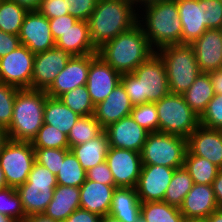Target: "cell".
Here are the masks:
<instances>
[{
  "label": "cell",
  "instance_id": "c3c4849f",
  "mask_svg": "<svg viewBox=\"0 0 222 222\" xmlns=\"http://www.w3.org/2000/svg\"><path fill=\"white\" fill-rule=\"evenodd\" d=\"M86 179L106 185H115L111 170L106 161L86 171Z\"/></svg>",
  "mask_w": 222,
  "mask_h": 222
},
{
  "label": "cell",
  "instance_id": "f5cc1de1",
  "mask_svg": "<svg viewBox=\"0 0 222 222\" xmlns=\"http://www.w3.org/2000/svg\"><path fill=\"white\" fill-rule=\"evenodd\" d=\"M210 78L213 84L215 94H222V71L210 72Z\"/></svg>",
  "mask_w": 222,
  "mask_h": 222
},
{
  "label": "cell",
  "instance_id": "9f6ffc18",
  "mask_svg": "<svg viewBox=\"0 0 222 222\" xmlns=\"http://www.w3.org/2000/svg\"><path fill=\"white\" fill-rule=\"evenodd\" d=\"M25 222H57L53 219L45 216L44 214H35L28 216Z\"/></svg>",
  "mask_w": 222,
  "mask_h": 222
},
{
  "label": "cell",
  "instance_id": "94428289",
  "mask_svg": "<svg viewBox=\"0 0 222 222\" xmlns=\"http://www.w3.org/2000/svg\"><path fill=\"white\" fill-rule=\"evenodd\" d=\"M100 222H122V221L108 214L101 217Z\"/></svg>",
  "mask_w": 222,
  "mask_h": 222
},
{
  "label": "cell",
  "instance_id": "e7e4bbea",
  "mask_svg": "<svg viewBox=\"0 0 222 222\" xmlns=\"http://www.w3.org/2000/svg\"><path fill=\"white\" fill-rule=\"evenodd\" d=\"M136 222H146L143 216L140 215V217L137 219Z\"/></svg>",
  "mask_w": 222,
  "mask_h": 222
},
{
  "label": "cell",
  "instance_id": "d4e9b609",
  "mask_svg": "<svg viewBox=\"0 0 222 222\" xmlns=\"http://www.w3.org/2000/svg\"><path fill=\"white\" fill-rule=\"evenodd\" d=\"M79 208L80 188L57 185L54 189L53 198L43 214L54 221L62 222Z\"/></svg>",
  "mask_w": 222,
  "mask_h": 222
},
{
  "label": "cell",
  "instance_id": "d6986e66",
  "mask_svg": "<svg viewBox=\"0 0 222 222\" xmlns=\"http://www.w3.org/2000/svg\"><path fill=\"white\" fill-rule=\"evenodd\" d=\"M187 150L222 169V130L199 125L187 138Z\"/></svg>",
  "mask_w": 222,
  "mask_h": 222
},
{
  "label": "cell",
  "instance_id": "5bb4252c",
  "mask_svg": "<svg viewBox=\"0 0 222 222\" xmlns=\"http://www.w3.org/2000/svg\"><path fill=\"white\" fill-rule=\"evenodd\" d=\"M18 36L20 44L28 47L34 54L45 52L55 46L49 20L38 10L26 13Z\"/></svg>",
  "mask_w": 222,
  "mask_h": 222
},
{
  "label": "cell",
  "instance_id": "bcb514c9",
  "mask_svg": "<svg viewBox=\"0 0 222 222\" xmlns=\"http://www.w3.org/2000/svg\"><path fill=\"white\" fill-rule=\"evenodd\" d=\"M66 0H42L38 11L48 19L69 14Z\"/></svg>",
  "mask_w": 222,
  "mask_h": 222
},
{
  "label": "cell",
  "instance_id": "8992f818",
  "mask_svg": "<svg viewBox=\"0 0 222 222\" xmlns=\"http://www.w3.org/2000/svg\"><path fill=\"white\" fill-rule=\"evenodd\" d=\"M165 63L170 93L183 94L201 73L191 44H176L157 51Z\"/></svg>",
  "mask_w": 222,
  "mask_h": 222
},
{
  "label": "cell",
  "instance_id": "f6af8a7d",
  "mask_svg": "<svg viewBox=\"0 0 222 222\" xmlns=\"http://www.w3.org/2000/svg\"><path fill=\"white\" fill-rule=\"evenodd\" d=\"M69 14L78 20L88 21L94 11L97 0H66Z\"/></svg>",
  "mask_w": 222,
  "mask_h": 222
},
{
  "label": "cell",
  "instance_id": "8fae6325",
  "mask_svg": "<svg viewBox=\"0 0 222 222\" xmlns=\"http://www.w3.org/2000/svg\"><path fill=\"white\" fill-rule=\"evenodd\" d=\"M35 54L26 46L19 45L15 50L0 58V78L2 83L18 89H31Z\"/></svg>",
  "mask_w": 222,
  "mask_h": 222
},
{
  "label": "cell",
  "instance_id": "44dd1931",
  "mask_svg": "<svg viewBox=\"0 0 222 222\" xmlns=\"http://www.w3.org/2000/svg\"><path fill=\"white\" fill-rule=\"evenodd\" d=\"M133 104L125 91L123 85L119 83L104 101L95 105L94 117L103 129L131 115Z\"/></svg>",
  "mask_w": 222,
  "mask_h": 222
},
{
  "label": "cell",
  "instance_id": "d590c367",
  "mask_svg": "<svg viewBox=\"0 0 222 222\" xmlns=\"http://www.w3.org/2000/svg\"><path fill=\"white\" fill-rule=\"evenodd\" d=\"M103 130L94 115L80 116L67 135L69 147L83 144L98 136Z\"/></svg>",
  "mask_w": 222,
  "mask_h": 222
},
{
  "label": "cell",
  "instance_id": "cb8c5ba5",
  "mask_svg": "<svg viewBox=\"0 0 222 222\" xmlns=\"http://www.w3.org/2000/svg\"><path fill=\"white\" fill-rule=\"evenodd\" d=\"M80 188V208L97 214L108 215L115 185H106L86 179Z\"/></svg>",
  "mask_w": 222,
  "mask_h": 222
},
{
  "label": "cell",
  "instance_id": "8d00e7d4",
  "mask_svg": "<svg viewBox=\"0 0 222 222\" xmlns=\"http://www.w3.org/2000/svg\"><path fill=\"white\" fill-rule=\"evenodd\" d=\"M59 99L73 112L80 116L94 115L95 105L92 103L85 85L62 94Z\"/></svg>",
  "mask_w": 222,
  "mask_h": 222
},
{
  "label": "cell",
  "instance_id": "e575fe53",
  "mask_svg": "<svg viewBox=\"0 0 222 222\" xmlns=\"http://www.w3.org/2000/svg\"><path fill=\"white\" fill-rule=\"evenodd\" d=\"M28 10L10 0L0 3V30L18 36Z\"/></svg>",
  "mask_w": 222,
  "mask_h": 222
},
{
  "label": "cell",
  "instance_id": "60d3db41",
  "mask_svg": "<svg viewBox=\"0 0 222 222\" xmlns=\"http://www.w3.org/2000/svg\"><path fill=\"white\" fill-rule=\"evenodd\" d=\"M70 149L34 148L35 162L49 169L55 176L58 174L61 161Z\"/></svg>",
  "mask_w": 222,
  "mask_h": 222
},
{
  "label": "cell",
  "instance_id": "7dc6e473",
  "mask_svg": "<svg viewBox=\"0 0 222 222\" xmlns=\"http://www.w3.org/2000/svg\"><path fill=\"white\" fill-rule=\"evenodd\" d=\"M48 20L51 35L55 42L78 21L77 18L73 17L70 14L51 18Z\"/></svg>",
  "mask_w": 222,
  "mask_h": 222
},
{
  "label": "cell",
  "instance_id": "277c9868",
  "mask_svg": "<svg viewBox=\"0 0 222 222\" xmlns=\"http://www.w3.org/2000/svg\"><path fill=\"white\" fill-rule=\"evenodd\" d=\"M137 23L155 52L166 46L181 44L182 23L176 0L162 1L142 8L138 11Z\"/></svg>",
  "mask_w": 222,
  "mask_h": 222
},
{
  "label": "cell",
  "instance_id": "816d5d0a",
  "mask_svg": "<svg viewBox=\"0 0 222 222\" xmlns=\"http://www.w3.org/2000/svg\"><path fill=\"white\" fill-rule=\"evenodd\" d=\"M216 202L222 208V169L218 172L216 178L212 183Z\"/></svg>",
  "mask_w": 222,
  "mask_h": 222
},
{
  "label": "cell",
  "instance_id": "4dcf8cb0",
  "mask_svg": "<svg viewBox=\"0 0 222 222\" xmlns=\"http://www.w3.org/2000/svg\"><path fill=\"white\" fill-rule=\"evenodd\" d=\"M184 167L192 177L193 183L212 185L221 170L209 160L192 155L188 150L184 157Z\"/></svg>",
  "mask_w": 222,
  "mask_h": 222
},
{
  "label": "cell",
  "instance_id": "4316f807",
  "mask_svg": "<svg viewBox=\"0 0 222 222\" xmlns=\"http://www.w3.org/2000/svg\"><path fill=\"white\" fill-rule=\"evenodd\" d=\"M141 204L135 188L116 187L108 214L122 222H136L141 215Z\"/></svg>",
  "mask_w": 222,
  "mask_h": 222
},
{
  "label": "cell",
  "instance_id": "f907efd6",
  "mask_svg": "<svg viewBox=\"0 0 222 222\" xmlns=\"http://www.w3.org/2000/svg\"><path fill=\"white\" fill-rule=\"evenodd\" d=\"M101 217L88 210L76 209L67 219L62 222H100Z\"/></svg>",
  "mask_w": 222,
  "mask_h": 222
},
{
  "label": "cell",
  "instance_id": "5b68a950",
  "mask_svg": "<svg viewBox=\"0 0 222 222\" xmlns=\"http://www.w3.org/2000/svg\"><path fill=\"white\" fill-rule=\"evenodd\" d=\"M47 97L45 90L30 88L17 90L12 120L6 129L10 140L32 142L44 124L43 115Z\"/></svg>",
  "mask_w": 222,
  "mask_h": 222
},
{
  "label": "cell",
  "instance_id": "30bf717a",
  "mask_svg": "<svg viewBox=\"0 0 222 222\" xmlns=\"http://www.w3.org/2000/svg\"><path fill=\"white\" fill-rule=\"evenodd\" d=\"M34 163L35 153L31 142L9 139L0 153V167L8 187L17 188L24 184Z\"/></svg>",
  "mask_w": 222,
  "mask_h": 222
},
{
  "label": "cell",
  "instance_id": "7402d4cb",
  "mask_svg": "<svg viewBox=\"0 0 222 222\" xmlns=\"http://www.w3.org/2000/svg\"><path fill=\"white\" fill-rule=\"evenodd\" d=\"M182 23L181 43L191 44L208 28L205 26L204 0H176Z\"/></svg>",
  "mask_w": 222,
  "mask_h": 222
},
{
  "label": "cell",
  "instance_id": "be15d7a7",
  "mask_svg": "<svg viewBox=\"0 0 222 222\" xmlns=\"http://www.w3.org/2000/svg\"><path fill=\"white\" fill-rule=\"evenodd\" d=\"M184 222H206L205 219H185Z\"/></svg>",
  "mask_w": 222,
  "mask_h": 222
},
{
  "label": "cell",
  "instance_id": "6da1fadb",
  "mask_svg": "<svg viewBox=\"0 0 222 222\" xmlns=\"http://www.w3.org/2000/svg\"><path fill=\"white\" fill-rule=\"evenodd\" d=\"M138 12L130 0H97L88 19L90 39L96 49L137 24Z\"/></svg>",
  "mask_w": 222,
  "mask_h": 222
},
{
  "label": "cell",
  "instance_id": "f1b7e54d",
  "mask_svg": "<svg viewBox=\"0 0 222 222\" xmlns=\"http://www.w3.org/2000/svg\"><path fill=\"white\" fill-rule=\"evenodd\" d=\"M80 115L73 112L59 98L47 97L44 107V123L56 127L68 135Z\"/></svg>",
  "mask_w": 222,
  "mask_h": 222
},
{
  "label": "cell",
  "instance_id": "7c38bea8",
  "mask_svg": "<svg viewBox=\"0 0 222 222\" xmlns=\"http://www.w3.org/2000/svg\"><path fill=\"white\" fill-rule=\"evenodd\" d=\"M72 56L56 45L50 50L35 54L31 89L46 91Z\"/></svg>",
  "mask_w": 222,
  "mask_h": 222
},
{
  "label": "cell",
  "instance_id": "f546056e",
  "mask_svg": "<svg viewBox=\"0 0 222 222\" xmlns=\"http://www.w3.org/2000/svg\"><path fill=\"white\" fill-rule=\"evenodd\" d=\"M182 95L189 107L200 117L209 101L215 96L210 73L201 72Z\"/></svg>",
  "mask_w": 222,
  "mask_h": 222
},
{
  "label": "cell",
  "instance_id": "836d02e7",
  "mask_svg": "<svg viewBox=\"0 0 222 222\" xmlns=\"http://www.w3.org/2000/svg\"><path fill=\"white\" fill-rule=\"evenodd\" d=\"M57 185L80 187L86 180V171L79 163L76 156L69 150L61 161V166L56 175Z\"/></svg>",
  "mask_w": 222,
  "mask_h": 222
},
{
  "label": "cell",
  "instance_id": "f35d334b",
  "mask_svg": "<svg viewBox=\"0 0 222 222\" xmlns=\"http://www.w3.org/2000/svg\"><path fill=\"white\" fill-rule=\"evenodd\" d=\"M0 213L10 216L18 222L26 221L27 216L16 188L7 187L0 190Z\"/></svg>",
  "mask_w": 222,
  "mask_h": 222
},
{
  "label": "cell",
  "instance_id": "ac0fdd59",
  "mask_svg": "<svg viewBox=\"0 0 222 222\" xmlns=\"http://www.w3.org/2000/svg\"><path fill=\"white\" fill-rule=\"evenodd\" d=\"M121 75L99 55L91 61L85 86L94 105L105 100L120 83Z\"/></svg>",
  "mask_w": 222,
  "mask_h": 222
},
{
  "label": "cell",
  "instance_id": "52a82bcc",
  "mask_svg": "<svg viewBox=\"0 0 222 222\" xmlns=\"http://www.w3.org/2000/svg\"><path fill=\"white\" fill-rule=\"evenodd\" d=\"M154 103L161 133L188 138L200 125L199 116L189 107L182 94L169 93Z\"/></svg>",
  "mask_w": 222,
  "mask_h": 222
},
{
  "label": "cell",
  "instance_id": "9a60e30c",
  "mask_svg": "<svg viewBox=\"0 0 222 222\" xmlns=\"http://www.w3.org/2000/svg\"><path fill=\"white\" fill-rule=\"evenodd\" d=\"M97 55L96 53L84 56H72L67 62L66 67L60 71L54 82L46 90L48 97L59 98L65 92L86 85L90 63Z\"/></svg>",
  "mask_w": 222,
  "mask_h": 222
},
{
  "label": "cell",
  "instance_id": "7bdbcfd3",
  "mask_svg": "<svg viewBox=\"0 0 222 222\" xmlns=\"http://www.w3.org/2000/svg\"><path fill=\"white\" fill-rule=\"evenodd\" d=\"M200 125L222 130V94H215L199 117Z\"/></svg>",
  "mask_w": 222,
  "mask_h": 222
},
{
  "label": "cell",
  "instance_id": "6125c7cd",
  "mask_svg": "<svg viewBox=\"0 0 222 222\" xmlns=\"http://www.w3.org/2000/svg\"><path fill=\"white\" fill-rule=\"evenodd\" d=\"M0 222H18L10 216H6L0 213Z\"/></svg>",
  "mask_w": 222,
  "mask_h": 222
},
{
  "label": "cell",
  "instance_id": "ab89813d",
  "mask_svg": "<svg viewBox=\"0 0 222 222\" xmlns=\"http://www.w3.org/2000/svg\"><path fill=\"white\" fill-rule=\"evenodd\" d=\"M131 116L148 132H159V119L154 102L134 105L131 111Z\"/></svg>",
  "mask_w": 222,
  "mask_h": 222
},
{
  "label": "cell",
  "instance_id": "484cf974",
  "mask_svg": "<svg viewBox=\"0 0 222 222\" xmlns=\"http://www.w3.org/2000/svg\"><path fill=\"white\" fill-rule=\"evenodd\" d=\"M55 45L68 51L73 56L96 54L89 35L88 21L78 20L67 32L55 42Z\"/></svg>",
  "mask_w": 222,
  "mask_h": 222
},
{
  "label": "cell",
  "instance_id": "7a4b0ae2",
  "mask_svg": "<svg viewBox=\"0 0 222 222\" xmlns=\"http://www.w3.org/2000/svg\"><path fill=\"white\" fill-rule=\"evenodd\" d=\"M120 83L133 106L159 101L170 93L166 66L157 52L132 73L122 74Z\"/></svg>",
  "mask_w": 222,
  "mask_h": 222
},
{
  "label": "cell",
  "instance_id": "74e56055",
  "mask_svg": "<svg viewBox=\"0 0 222 222\" xmlns=\"http://www.w3.org/2000/svg\"><path fill=\"white\" fill-rule=\"evenodd\" d=\"M31 144L33 148L70 149L67 135L46 123L38 130Z\"/></svg>",
  "mask_w": 222,
  "mask_h": 222
},
{
  "label": "cell",
  "instance_id": "ffe728a7",
  "mask_svg": "<svg viewBox=\"0 0 222 222\" xmlns=\"http://www.w3.org/2000/svg\"><path fill=\"white\" fill-rule=\"evenodd\" d=\"M191 45L201 72L210 73L222 68L221 29H207Z\"/></svg>",
  "mask_w": 222,
  "mask_h": 222
},
{
  "label": "cell",
  "instance_id": "91938a15",
  "mask_svg": "<svg viewBox=\"0 0 222 222\" xmlns=\"http://www.w3.org/2000/svg\"><path fill=\"white\" fill-rule=\"evenodd\" d=\"M7 187H8V185L6 183L5 174H4L3 170H2V168L0 167V190L1 189H5Z\"/></svg>",
  "mask_w": 222,
  "mask_h": 222
},
{
  "label": "cell",
  "instance_id": "4fadbf2b",
  "mask_svg": "<svg viewBox=\"0 0 222 222\" xmlns=\"http://www.w3.org/2000/svg\"><path fill=\"white\" fill-rule=\"evenodd\" d=\"M105 161L116 187H136L142 168L139 152L109 147Z\"/></svg>",
  "mask_w": 222,
  "mask_h": 222
},
{
  "label": "cell",
  "instance_id": "11a10c76",
  "mask_svg": "<svg viewBox=\"0 0 222 222\" xmlns=\"http://www.w3.org/2000/svg\"><path fill=\"white\" fill-rule=\"evenodd\" d=\"M135 8V10L138 12L140 11L142 8L151 5V4H155L158 2H162V1H168V0H130Z\"/></svg>",
  "mask_w": 222,
  "mask_h": 222
},
{
  "label": "cell",
  "instance_id": "e0dca14e",
  "mask_svg": "<svg viewBox=\"0 0 222 222\" xmlns=\"http://www.w3.org/2000/svg\"><path fill=\"white\" fill-rule=\"evenodd\" d=\"M104 131L110 147L132 150L139 153L150 133L141 127L131 115L110 124Z\"/></svg>",
  "mask_w": 222,
  "mask_h": 222
},
{
  "label": "cell",
  "instance_id": "ba28073f",
  "mask_svg": "<svg viewBox=\"0 0 222 222\" xmlns=\"http://www.w3.org/2000/svg\"><path fill=\"white\" fill-rule=\"evenodd\" d=\"M187 138L179 135L152 132L148 134L140 156L142 165H162L171 168L184 166Z\"/></svg>",
  "mask_w": 222,
  "mask_h": 222
},
{
  "label": "cell",
  "instance_id": "83f0119b",
  "mask_svg": "<svg viewBox=\"0 0 222 222\" xmlns=\"http://www.w3.org/2000/svg\"><path fill=\"white\" fill-rule=\"evenodd\" d=\"M109 147L107 135L103 130L95 138L83 144L72 146L70 150L76 156L83 169L88 171L106 160Z\"/></svg>",
  "mask_w": 222,
  "mask_h": 222
},
{
  "label": "cell",
  "instance_id": "9c48e42d",
  "mask_svg": "<svg viewBox=\"0 0 222 222\" xmlns=\"http://www.w3.org/2000/svg\"><path fill=\"white\" fill-rule=\"evenodd\" d=\"M56 187V176L35 162L27 181L16 188L26 216L43 214L53 198Z\"/></svg>",
  "mask_w": 222,
  "mask_h": 222
},
{
  "label": "cell",
  "instance_id": "ee69618b",
  "mask_svg": "<svg viewBox=\"0 0 222 222\" xmlns=\"http://www.w3.org/2000/svg\"><path fill=\"white\" fill-rule=\"evenodd\" d=\"M205 26L222 30V1L204 0Z\"/></svg>",
  "mask_w": 222,
  "mask_h": 222
},
{
  "label": "cell",
  "instance_id": "3957f363",
  "mask_svg": "<svg viewBox=\"0 0 222 222\" xmlns=\"http://www.w3.org/2000/svg\"><path fill=\"white\" fill-rule=\"evenodd\" d=\"M154 53L138 23L97 49V54L121 74L132 73Z\"/></svg>",
  "mask_w": 222,
  "mask_h": 222
},
{
  "label": "cell",
  "instance_id": "603a6c76",
  "mask_svg": "<svg viewBox=\"0 0 222 222\" xmlns=\"http://www.w3.org/2000/svg\"><path fill=\"white\" fill-rule=\"evenodd\" d=\"M219 208L212 185L194 183L179 209L185 219H206Z\"/></svg>",
  "mask_w": 222,
  "mask_h": 222
},
{
  "label": "cell",
  "instance_id": "681fc988",
  "mask_svg": "<svg viewBox=\"0 0 222 222\" xmlns=\"http://www.w3.org/2000/svg\"><path fill=\"white\" fill-rule=\"evenodd\" d=\"M19 45V36L0 30V58L15 50Z\"/></svg>",
  "mask_w": 222,
  "mask_h": 222
},
{
  "label": "cell",
  "instance_id": "1f68e13d",
  "mask_svg": "<svg viewBox=\"0 0 222 222\" xmlns=\"http://www.w3.org/2000/svg\"><path fill=\"white\" fill-rule=\"evenodd\" d=\"M193 184L192 177L184 166L175 169L171 182L166 189L163 202L180 208L185 196L192 189Z\"/></svg>",
  "mask_w": 222,
  "mask_h": 222
},
{
  "label": "cell",
  "instance_id": "db71d44e",
  "mask_svg": "<svg viewBox=\"0 0 222 222\" xmlns=\"http://www.w3.org/2000/svg\"><path fill=\"white\" fill-rule=\"evenodd\" d=\"M19 6L26 8L28 11L38 10L42 0H10Z\"/></svg>",
  "mask_w": 222,
  "mask_h": 222
},
{
  "label": "cell",
  "instance_id": "2e32d148",
  "mask_svg": "<svg viewBox=\"0 0 222 222\" xmlns=\"http://www.w3.org/2000/svg\"><path fill=\"white\" fill-rule=\"evenodd\" d=\"M175 168L162 165H142L135 187L141 202L163 201Z\"/></svg>",
  "mask_w": 222,
  "mask_h": 222
},
{
  "label": "cell",
  "instance_id": "680465c9",
  "mask_svg": "<svg viewBox=\"0 0 222 222\" xmlns=\"http://www.w3.org/2000/svg\"><path fill=\"white\" fill-rule=\"evenodd\" d=\"M8 141H9V135L7 133V130L0 126V153Z\"/></svg>",
  "mask_w": 222,
  "mask_h": 222
},
{
  "label": "cell",
  "instance_id": "b9f144b4",
  "mask_svg": "<svg viewBox=\"0 0 222 222\" xmlns=\"http://www.w3.org/2000/svg\"><path fill=\"white\" fill-rule=\"evenodd\" d=\"M18 88L0 83V126L7 129L11 123Z\"/></svg>",
  "mask_w": 222,
  "mask_h": 222
},
{
  "label": "cell",
  "instance_id": "d6a6232c",
  "mask_svg": "<svg viewBox=\"0 0 222 222\" xmlns=\"http://www.w3.org/2000/svg\"><path fill=\"white\" fill-rule=\"evenodd\" d=\"M141 216L146 222H184L180 209L163 201L142 202Z\"/></svg>",
  "mask_w": 222,
  "mask_h": 222
},
{
  "label": "cell",
  "instance_id": "6f0895ef",
  "mask_svg": "<svg viewBox=\"0 0 222 222\" xmlns=\"http://www.w3.org/2000/svg\"><path fill=\"white\" fill-rule=\"evenodd\" d=\"M205 220L206 222H222V208L213 211Z\"/></svg>",
  "mask_w": 222,
  "mask_h": 222
}]
</instances>
